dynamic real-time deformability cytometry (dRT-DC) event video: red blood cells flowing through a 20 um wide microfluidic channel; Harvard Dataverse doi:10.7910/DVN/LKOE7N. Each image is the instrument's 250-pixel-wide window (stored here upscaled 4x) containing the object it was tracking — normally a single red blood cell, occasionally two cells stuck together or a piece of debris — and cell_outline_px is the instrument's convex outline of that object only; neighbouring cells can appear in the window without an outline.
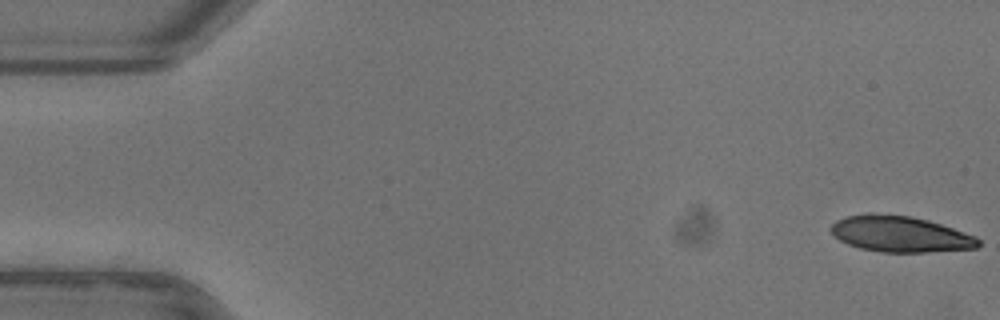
{"species": "common noctule bat (a hibernating species)", "species_latin": "Nyctalus noctula", "temperature_condition": "warm", "stored_images_in_passage": 11, "camera_frame_rate_fps": 3000, "um_per_image_px": 0.085, "animal": {"sex": "female"}, "frame": {"image": 1, "passage_image": 1, "time_ms": 0.0, "image_size_px": [1000, 320], "cell_outline_px": [[980, 244], [976, 248], [924, 252], [880, 252], [860, 248], [848, 244], [840, 240], [828, 228], [836, 220], [848, 216], [868, 212], [872, 212], [912, 216], [928, 220], [976, 236], [980, 240]], "centroid_in_image_um": [76.49, 19.88], "position_along_channel_um": 8.5, "area_um2": 30.98}}